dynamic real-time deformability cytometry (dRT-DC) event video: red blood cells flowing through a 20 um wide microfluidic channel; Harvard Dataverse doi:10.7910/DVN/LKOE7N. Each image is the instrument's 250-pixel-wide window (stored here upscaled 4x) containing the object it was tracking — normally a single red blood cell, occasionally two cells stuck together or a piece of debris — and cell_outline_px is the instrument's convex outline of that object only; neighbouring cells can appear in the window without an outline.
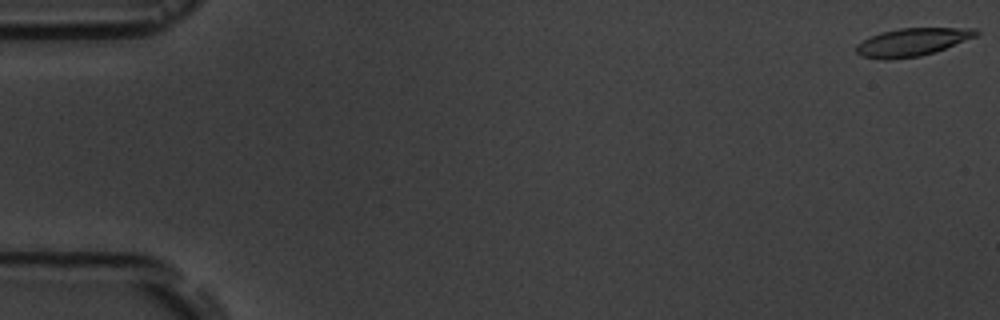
{"species": "common noctule bat (a hibernating species)", "species_latin": "Nyctalus noctula", "temperature_condition": "room temperature", "stored_images_in_passage": 7, "camera_frame_rate_fps": 3000, "um_per_image_px": 0.085, "animal": {"sex": "male", "body_mass_g": 19.5, "forearm_length_mm": 54.6}, "frame": {"image": 1, "passage_image": 1, "time_ms": 0.0, "image_size_px": [1000, 320], "cell_outline_px": [[980, 32], [976, 36], [944, 48], [920, 56], [888, 60], [884, 60], [860, 56], [856, 52], [856, 44], [880, 32], [900, 28], [976, 28]], "centroid_in_image_um": [77.5, 3.58], "position_along_channel_um": 7.5, "area_um2": 19.31}}
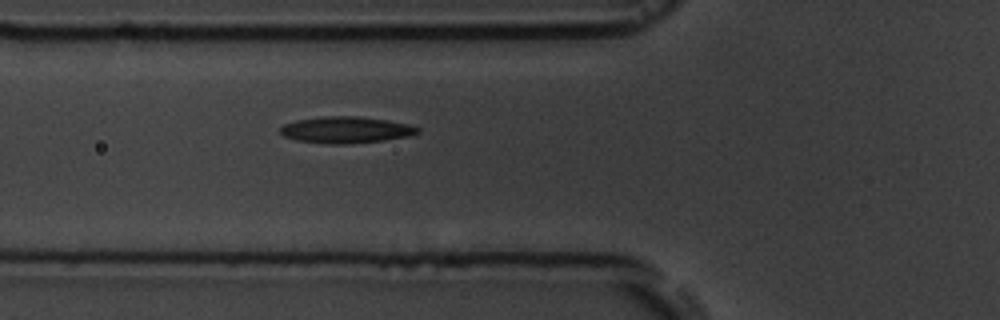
{"frame": {"image": 2, "passage_image": 7, "time_ms": 6.667, "image_size_px": [1000, 320], "cell_outline_px": [[420, 132], [408, 136], [384, 140], [344, 144], [328, 144], [296, 140], [284, 136], [280, 132], [280, 128], [284, 124], [296, 120], [320, 116], [356, 116], [384, 120], [408, 124], [420, 128]], "centroid_in_image_um": [29.37, 11.04], "position_along_channel_um": 96.4, "area_um2": 21.1}}